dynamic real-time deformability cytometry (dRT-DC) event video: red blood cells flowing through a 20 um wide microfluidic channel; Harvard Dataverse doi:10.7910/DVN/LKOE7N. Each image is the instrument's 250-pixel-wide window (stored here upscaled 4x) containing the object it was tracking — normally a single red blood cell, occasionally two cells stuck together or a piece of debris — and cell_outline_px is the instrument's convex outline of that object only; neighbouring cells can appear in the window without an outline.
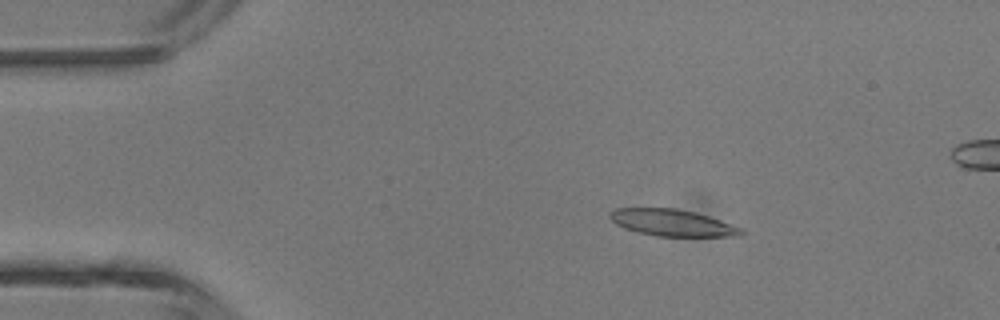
{"species": "common noctule bat (a hibernating species)", "species_latin": "Nyctalus noctula", "temperature_condition": "room temperature", "stored_images_in_passage": 5, "camera_frame_rate_fps": 3000, "um_per_image_px": 0.085, "animal": {"sex": "male", "body_mass_g": 13.3}, "frame": {"image": 1, "passage_image": 3, "time_ms": 2.333, "image_size_px": [1000, 320], "cell_outline_px": [[744, 232], [740, 236], [656, 236], [624, 228], [616, 224], [608, 216], [616, 208], [676, 208], [696, 212], [744, 228]], "centroid_in_image_um": [57.18, 18.93], "position_along_channel_um": 27.8, "area_um2": 20.35}}